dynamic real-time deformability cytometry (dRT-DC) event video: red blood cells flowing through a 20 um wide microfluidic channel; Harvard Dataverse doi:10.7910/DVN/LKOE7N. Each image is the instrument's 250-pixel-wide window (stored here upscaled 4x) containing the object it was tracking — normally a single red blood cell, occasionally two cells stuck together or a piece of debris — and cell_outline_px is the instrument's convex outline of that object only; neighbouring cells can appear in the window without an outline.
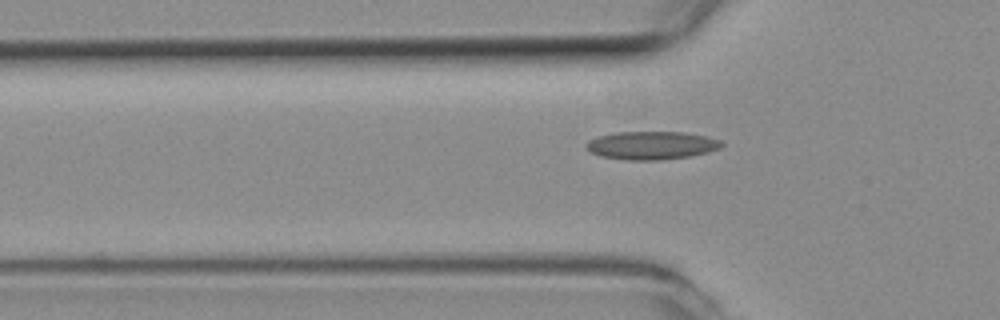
{"species": "common noctule bat (a hibernating species)", "species_latin": "Nyctalus noctula", "temperature_condition": "room temperature", "stored_images_in_passage": 30, "camera_frame_rate_fps": 3000, "um_per_image_px": 0.085, "animal": {"sex": "female", "body_mass_g": 19.3, "forearm_length_mm": 54.1}, "frame": {"image": 1, "passage_image": 3, "time_ms": 0.667, "image_size_px": [1000, 320], "cell_outline_px": [[724, 144], [720, 148], [708, 152], [688, 156], [660, 160], [628, 160], [600, 156], [592, 152], [584, 144], [588, 140], [600, 136], [616, 132], [684, 132], [708, 136], [720, 140]], "centroid_in_image_um": [55.4, 12.35], "position_along_channel_um": 70.4, "area_um2": 22.14}}
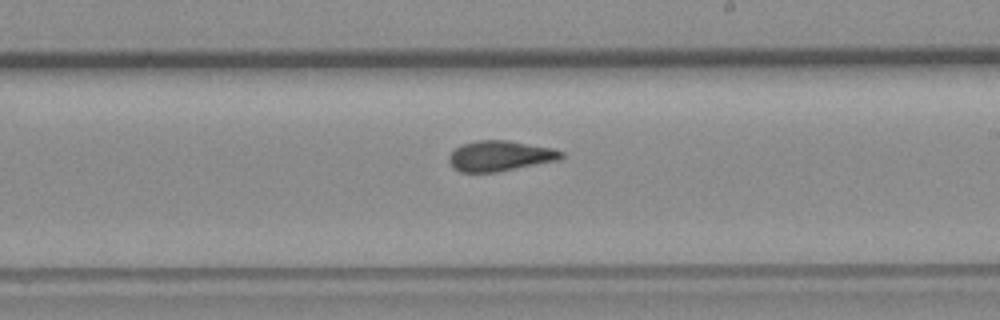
{"frame": {"image": 2, "passage_image": 17, "time_ms": 5.333, "image_size_px": [1000, 320], "cell_outline_px": [[564, 156], [560, 160], [496, 172], [460, 172], [452, 168], [448, 160], [448, 156], [456, 148], [464, 144], [480, 140], [508, 140], [552, 148], [564, 152]], "centroid_in_image_um": [42.51, 13.26], "position_along_channel_um": 246.5, "area_um2": 19.88}}
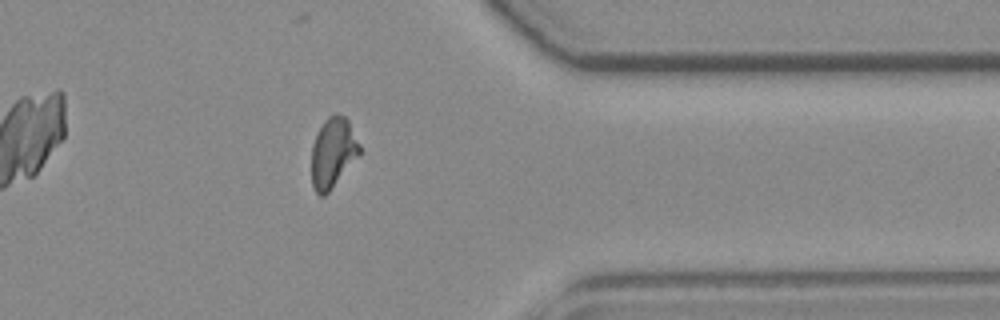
{"frame": {"image": 3, "passage_image": 29, "time_ms": 9.333, "image_size_px": [1000, 320], "cell_outline_px": [[360, 156], [328, 192], [324, 196], [320, 196], [316, 192], [312, 184], [312, 144], [324, 120], [328, 116], [336, 112], [344, 116], [348, 120], [360, 144]], "centroid_in_image_um": [28.32, 12.97], "position_along_channel_um": 383.1, "area_um2": 19.65}}